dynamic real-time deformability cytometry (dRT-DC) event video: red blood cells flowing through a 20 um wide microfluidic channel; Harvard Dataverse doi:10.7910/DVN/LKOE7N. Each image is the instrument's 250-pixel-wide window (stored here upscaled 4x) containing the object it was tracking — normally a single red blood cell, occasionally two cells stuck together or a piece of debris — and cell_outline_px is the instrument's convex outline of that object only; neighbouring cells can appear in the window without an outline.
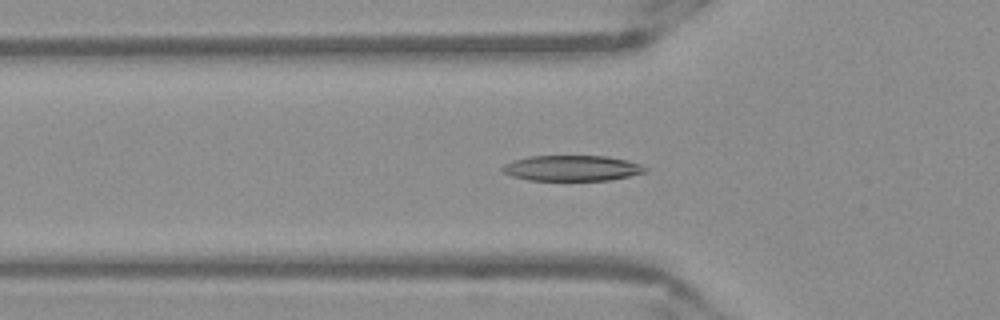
{"species": "Egyptian fruit bat (a non-hibernating species)", "species_latin": "Rousettus aegyptiacus", "temperature_condition": "warm", "stored_images_in_passage": 52, "camera_frame_rate_fps": 3000, "um_per_image_px": 0.085, "frame": {"image": 1, "passage_image": 17, "time_ms": 5.333, "image_size_px": [1000, 320], "cell_outline_px": [[648, 172], [608, 180], [528, 180], [512, 176], [504, 172], [500, 168], [504, 164], [512, 160], [528, 156], [604, 156], [628, 160], [640, 164], [648, 168]], "centroid_in_image_um": [48.61, 14.29], "position_along_channel_um": 77.2, "area_um2": 21.33}}
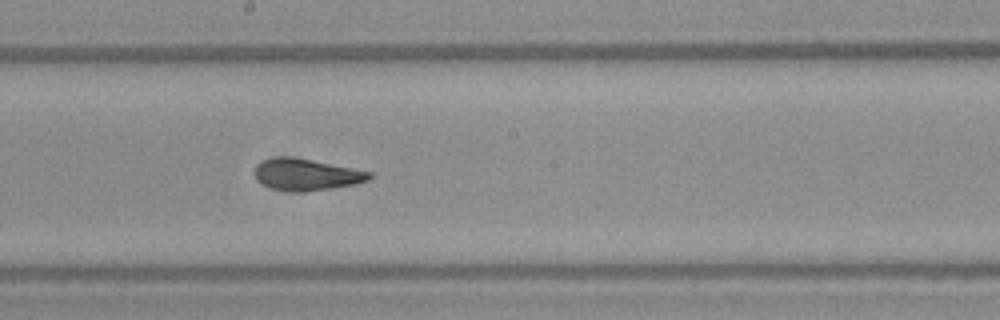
{"frame": {"image": 2, "passage_image": 28, "time_ms": 9.0, "image_size_px": [1000, 320], "cell_outline_px": [[372, 176], [368, 180], [352, 184], [332, 188], [304, 192], [292, 192], [272, 188], [256, 180], [252, 172], [256, 164], [264, 160], [276, 156], [288, 156], [312, 160], [372, 172]], "centroid_in_image_um": [25.97, 14.83], "position_along_channel_um": 222.2, "area_um2": 21.15}}
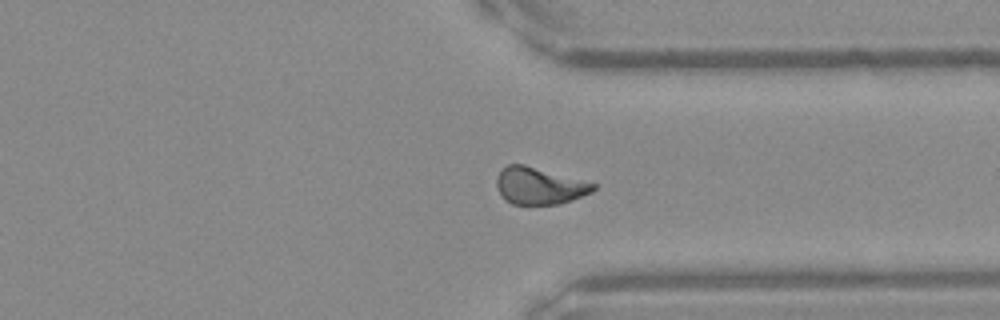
{"frame": {"image": 3, "passage_image": 39, "time_ms": 12.667, "image_size_px": [1000, 320], "cell_outline_px": [[596, 188], [592, 192], [572, 200], [560, 204], [512, 204], [504, 200], [496, 188], [496, 176], [508, 164], [524, 164], [596, 184]], "centroid_in_image_um": [45.81, 15.81], "position_along_channel_um": 365.6, "area_um2": 20.75}, "authors_computed_cell_mechanics": {"area_um2": 21.097, "velocity_mm_per_s": 3.9174, "shape_relaxation_time_tau1_ms": 4.3181, "shape_relaxation_time_tau2_ms": 2.0156, "deformation_change_tau1": 0.1771, "deformation_change_tau2": 0.0953}}